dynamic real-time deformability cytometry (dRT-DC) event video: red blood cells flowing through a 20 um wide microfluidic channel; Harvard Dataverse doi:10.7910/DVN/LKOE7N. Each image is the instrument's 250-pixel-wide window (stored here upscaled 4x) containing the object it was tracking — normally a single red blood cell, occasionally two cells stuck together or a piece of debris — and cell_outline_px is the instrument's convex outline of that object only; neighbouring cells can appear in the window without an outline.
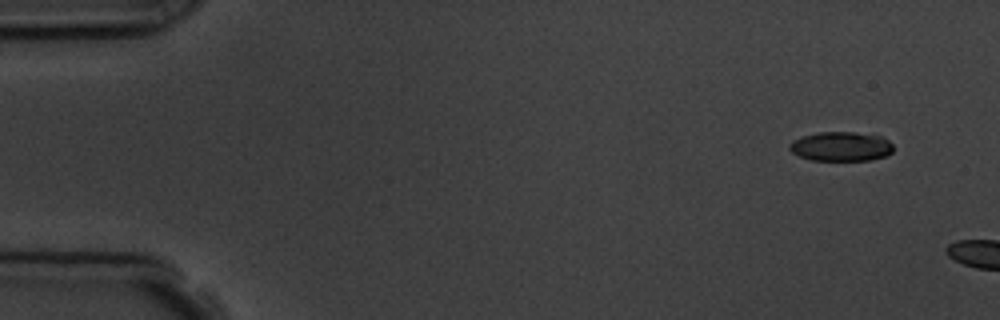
{"species": "common noctule bat (a hibernating species)", "species_latin": "Nyctalus noctula", "temperature_condition": "room temperature", "stored_images_in_passage": 2, "camera_frame_rate_fps": 3000, "um_per_image_px": 0.085, "animal": {"sex": "male", "body_mass_g": 19.5, "forearm_length_mm": 54.6}, "frame": {"image": 1, "passage_image": 1, "time_ms": 0.0, "image_size_px": [1000, 320], "cell_outline_px": [[892, 152], [888, 156], [868, 160], [812, 160], [800, 156], [792, 152], [788, 148], [788, 144], [792, 140], [800, 136], [820, 132], [856, 132], [880, 136], [888, 140], [892, 144]], "centroid_in_image_um": [71.47, 12.44], "position_along_channel_um": 13.5, "area_um2": 17.86}}